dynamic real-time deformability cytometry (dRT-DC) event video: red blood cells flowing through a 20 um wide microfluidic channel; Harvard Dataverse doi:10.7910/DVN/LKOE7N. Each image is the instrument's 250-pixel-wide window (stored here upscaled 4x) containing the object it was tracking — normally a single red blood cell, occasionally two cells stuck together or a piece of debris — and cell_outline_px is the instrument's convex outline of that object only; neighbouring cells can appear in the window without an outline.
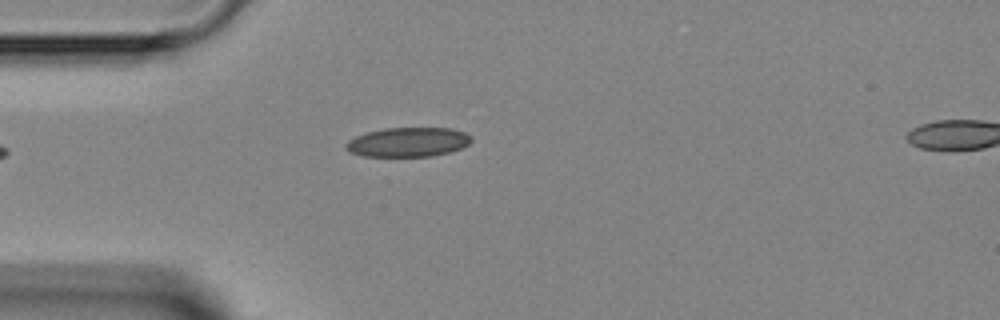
{"species": "Egyptian fruit bat (a non-hibernating species)", "species_latin": "Rousettus aegyptiacus", "temperature_condition": "room temperature", "stored_images_in_passage": 2, "camera_frame_rate_fps": 3000, "um_per_image_px": 0.085, "animal": {"sex": "female"}, "frame": {"image": 1, "passage_image": 2, "time_ms": 1.0, "image_size_px": [1000, 320], "cell_outline_px": [[472, 140], [468, 144], [460, 148], [448, 152], [432, 156], [360, 156], [344, 148], [344, 144], [348, 140], [356, 136], [368, 132], [384, 128], [452, 128], [464, 132], [472, 136]], "centroid_in_image_um": [34.67, 12.07], "position_along_channel_um": 50.3, "area_um2": 21.44}}